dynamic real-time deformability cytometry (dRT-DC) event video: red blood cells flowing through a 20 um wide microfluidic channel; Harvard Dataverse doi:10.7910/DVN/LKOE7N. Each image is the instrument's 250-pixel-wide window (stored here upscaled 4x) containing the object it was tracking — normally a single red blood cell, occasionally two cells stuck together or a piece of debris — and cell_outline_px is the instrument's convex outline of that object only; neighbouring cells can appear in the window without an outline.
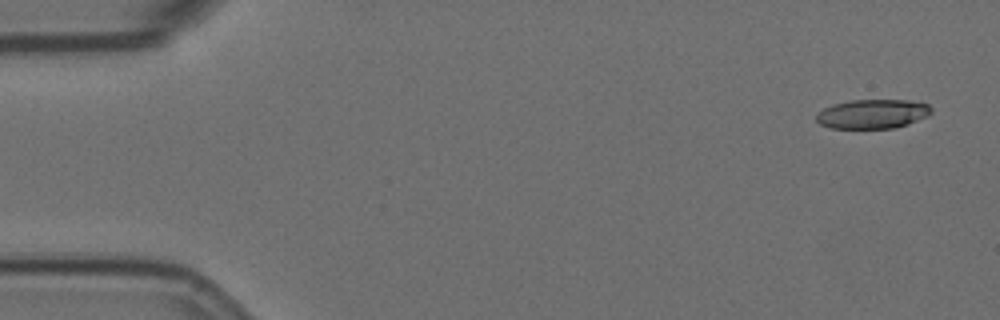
{"species": "Egyptian fruit bat (a non-hibernating species)", "species_latin": "Rousettus aegyptiacus", "temperature_condition": "room temperature", "stored_images_in_passage": 5, "camera_frame_rate_fps": 3000, "um_per_image_px": 0.085, "animal": {"sex": "female"}, "frame": {"image": 1, "passage_image": 1, "time_ms": 0.0, "image_size_px": [1000, 320], "cell_outline_px": [[932, 112], [928, 116], [908, 124], [892, 128], [832, 128], [820, 124], [816, 120], [816, 116], [824, 108], [832, 104], [852, 100], [908, 100], [928, 104], [932, 108]], "centroid_in_image_um": [74.19, 9.68], "position_along_channel_um": 10.8, "area_um2": 19.54}}
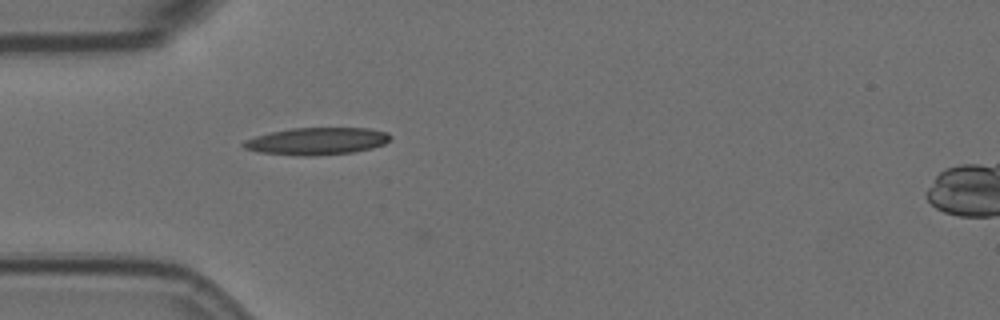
{"frame": {"image": 2, "passage_image": 5, "time_ms": 4.667, "image_size_px": [1000, 320], "cell_outline_px": [[392, 136], [384, 144], [372, 148], [352, 152], [304, 156], [260, 152], [244, 148], [240, 144], [244, 140], [256, 136], [272, 132], [292, 128], [368, 128], [388, 132]], "centroid_in_image_um": [26.93, 11.99], "position_along_channel_um": 58.1, "area_um2": 23.06}}